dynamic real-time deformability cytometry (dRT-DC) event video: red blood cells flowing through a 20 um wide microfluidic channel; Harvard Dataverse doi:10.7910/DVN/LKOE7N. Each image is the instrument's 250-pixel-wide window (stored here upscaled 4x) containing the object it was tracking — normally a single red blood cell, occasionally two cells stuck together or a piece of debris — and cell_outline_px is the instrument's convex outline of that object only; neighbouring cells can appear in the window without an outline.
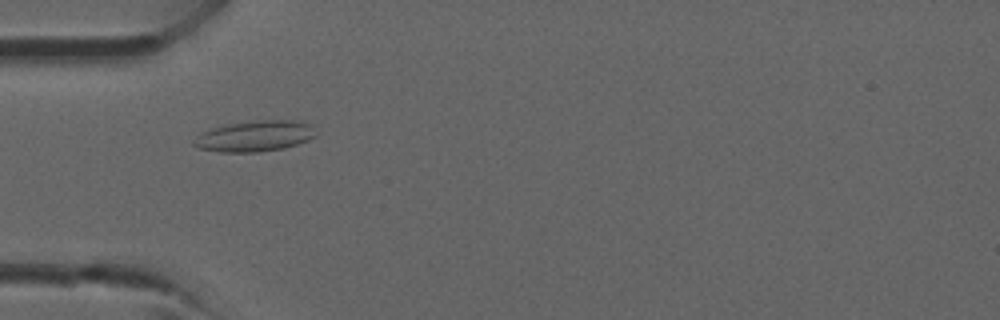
{"species": "common noctule bat (a hibernating species)", "species_latin": "Nyctalus noctula", "temperature_condition": "room temperature", "stored_images_in_passage": 41, "camera_frame_rate_fps": 3000, "um_per_image_px": 0.085, "animal": {"sex": "male", "forearm_length_mm": 52.5}, "frame": {"image": 1, "passage_image": 13, "time_ms": 4.0, "image_size_px": [1000, 320], "cell_outline_px": [[316, 136], [308, 140], [284, 148], [256, 152], [220, 152], [200, 148], [192, 144], [192, 140], [196, 136], [212, 128], [228, 124], [256, 120], [300, 120], [312, 124]], "centroid_in_image_um": [21.68, 11.56], "position_along_channel_um": 63.3, "area_um2": 21.96}}
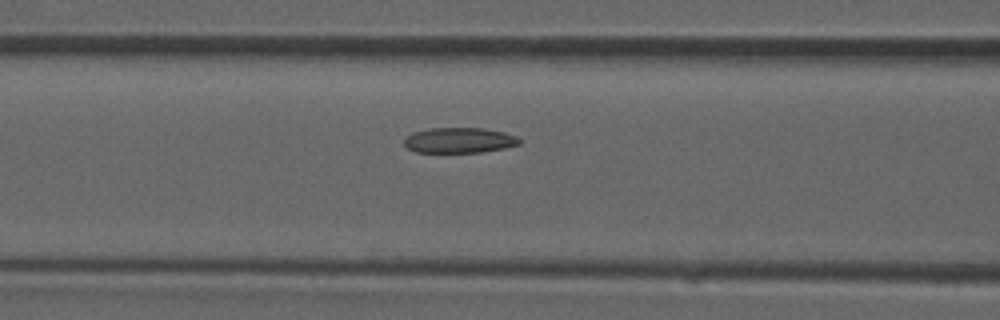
{"frame": {"image": 2, "passage_image": 17, "time_ms": 5.333, "image_size_px": [1000, 320], "cell_outline_px": [[520, 144], [504, 148], [480, 152], [416, 152], [408, 148], [404, 144], [404, 140], [412, 132], [428, 128], [484, 128], [504, 132], [516, 136], [520, 140]], "centroid_in_image_um": [39.03, 11.92], "position_along_channel_um": 127.6, "area_um2": 16.99}}
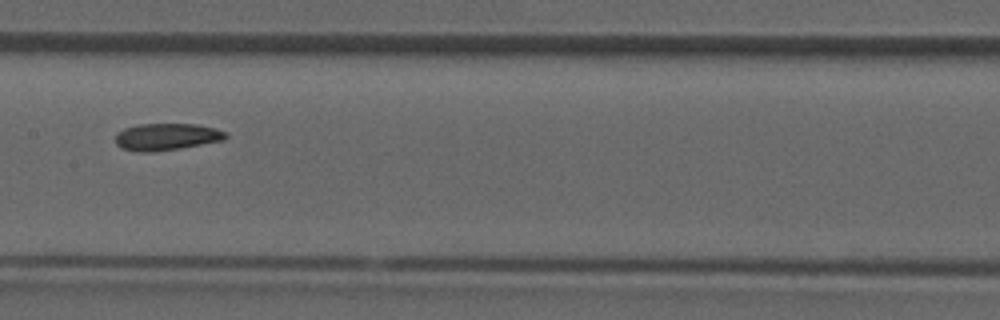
{"frame": {"image": 3, "passage_image": 21, "time_ms": 6.667, "image_size_px": [1000, 320], "cell_outline_px": [[228, 136], [224, 140], [180, 148], [152, 152], [140, 152], [120, 148], [116, 144], [116, 136], [124, 128], [140, 124], [196, 124], [212, 128], [224, 132]], "centroid_in_image_um": [14.13, 11.63], "position_along_channel_um": 193.3, "area_um2": 17.11}}